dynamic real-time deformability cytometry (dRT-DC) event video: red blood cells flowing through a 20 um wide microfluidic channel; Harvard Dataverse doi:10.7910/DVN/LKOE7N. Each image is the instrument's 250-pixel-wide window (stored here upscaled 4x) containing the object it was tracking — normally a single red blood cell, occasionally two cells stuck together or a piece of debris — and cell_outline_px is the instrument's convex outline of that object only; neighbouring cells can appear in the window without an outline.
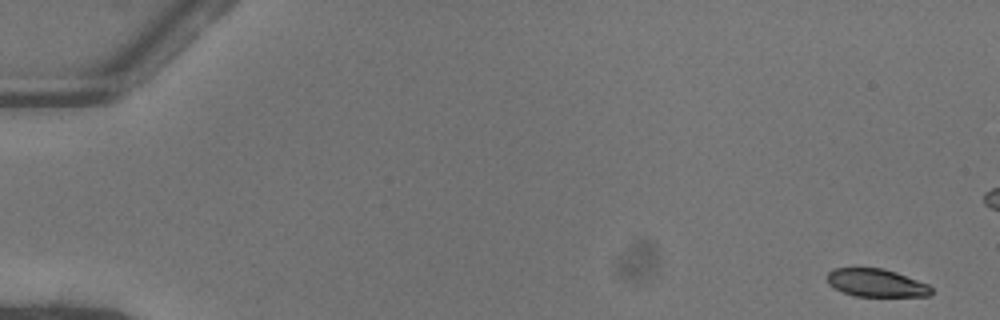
{"species": "common noctule bat (a hibernating species)", "species_latin": "Nyctalus noctula", "temperature_condition": "warm", "stored_images_in_passage": 52, "camera_frame_rate_fps": 3000, "um_per_image_px": 0.085, "animal": {"sex": "female"}, "frame": {"image": 1, "passage_image": 1, "time_ms": 0.0, "image_size_px": [1000, 320], "cell_outline_px": [[932, 292], [928, 296], [856, 296], [844, 292], [828, 284], [828, 272], [832, 268], [884, 268], [896, 272], [928, 284], [932, 288]], "centroid_in_image_um": [74.49, 24.04], "position_along_channel_um": 10.5, "area_um2": 16.82}}
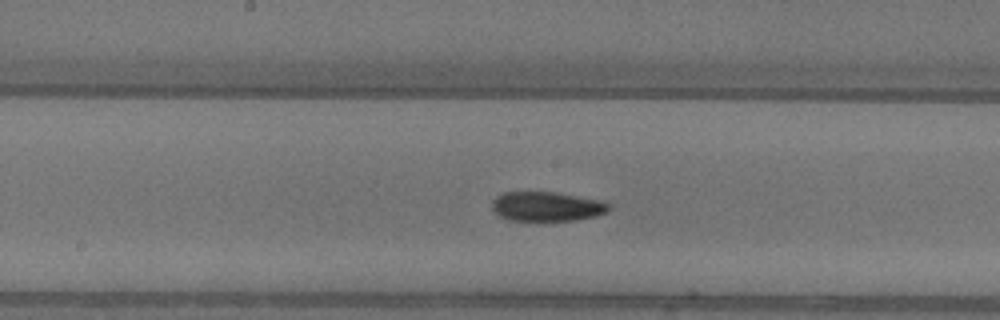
{"frame": {"image": 2, "passage_image": 27, "time_ms": 8.667, "image_size_px": [1000, 320], "cell_outline_px": [[608, 212], [596, 216], [576, 220], [508, 220], [500, 216], [492, 208], [492, 200], [496, 196], [504, 192], [556, 192], [604, 200], [608, 204]], "centroid_in_image_um": [46.49, 17.54], "position_along_channel_um": 201.7, "area_um2": 20.11}}
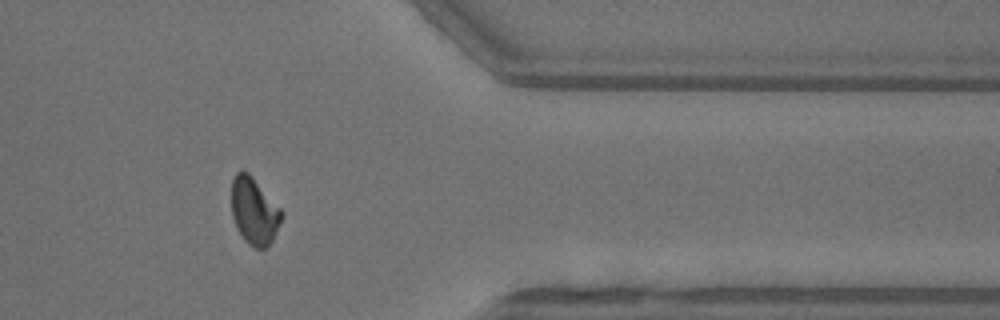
{"frame": {"image": 3, "passage_image": 42, "time_ms": 13.667, "image_size_px": [1000, 320], "cell_outline_px": [[284, 216], [268, 248], [256, 248], [248, 244], [244, 240], [236, 228], [232, 216], [232, 180], [236, 172], [248, 172], [252, 176], [284, 212]], "centroid_in_image_um": [21.62, 17.97], "position_along_channel_um": 389.8, "area_um2": 19.59}, "authors_computed_cell_mechanics": {"area_um2": 19.6231, "velocity_mm_per_s": 4.0765, "shape_relaxation_time_tau1_ms": 6.9084, "shape_relaxation_time_tau2_ms": 2.9467, "deformation_change_tau1": 0.2078, "deformation_change_tau2": 0.0874}}